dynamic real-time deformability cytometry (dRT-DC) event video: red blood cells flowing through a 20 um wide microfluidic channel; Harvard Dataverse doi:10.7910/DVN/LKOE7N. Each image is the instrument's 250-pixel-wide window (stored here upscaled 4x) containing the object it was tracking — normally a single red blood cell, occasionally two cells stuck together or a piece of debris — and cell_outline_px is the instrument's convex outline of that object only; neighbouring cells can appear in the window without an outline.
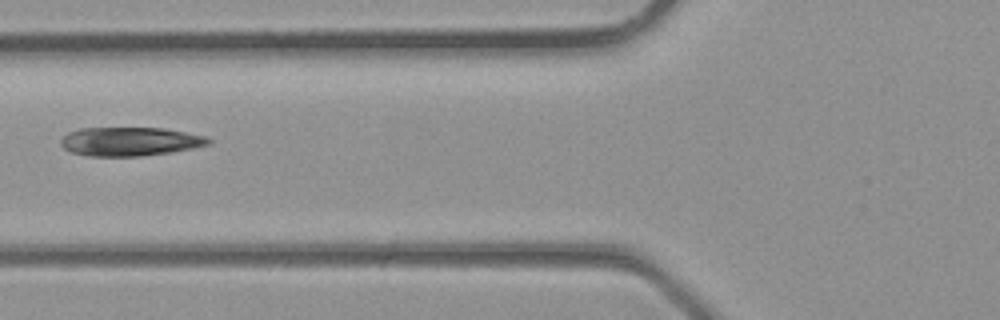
{"species": "common noctule bat (a hibernating species)", "species_latin": "Nyctalus noctula", "temperature_condition": "room temperature", "stored_images_in_passage": 4, "camera_frame_rate_fps": 3000, "um_per_image_px": 0.085, "animal": {"sex": "male", "body_mass_g": 23.1, "forearm_length_mm": 52.7}, "frame": {"image": 1, "passage_image": 4, "time_ms": 1.0, "image_size_px": [1000, 320], "cell_outline_px": [[212, 140], [208, 144], [192, 148], [172, 152], [140, 156], [88, 156], [72, 152], [64, 148], [60, 144], [60, 140], [68, 132], [80, 128], [164, 128], [204, 136]], "centroid_in_image_um": [11.01, 12.03], "position_along_channel_um": 114.8, "area_um2": 24.62}}